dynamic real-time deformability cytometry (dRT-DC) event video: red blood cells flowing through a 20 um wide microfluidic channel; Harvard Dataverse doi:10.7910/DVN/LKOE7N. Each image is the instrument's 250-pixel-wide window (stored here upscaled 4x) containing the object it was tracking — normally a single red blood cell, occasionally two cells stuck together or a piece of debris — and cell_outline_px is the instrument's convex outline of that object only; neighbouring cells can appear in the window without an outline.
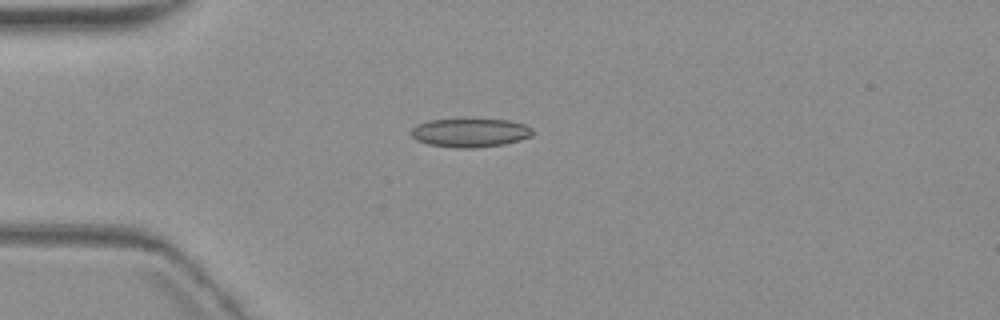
{"species": "common noctule bat (a hibernating species)", "species_latin": "Nyctalus noctula", "temperature_condition": "warm", "stored_images_in_passage": 2, "camera_frame_rate_fps": 3000, "um_per_image_px": 0.085, "animal": {"sex": "female", "body_mass_g": 19.3, "forearm_length_mm": 54.1}, "frame": {"image": 1, "passage_image": 1, "time_ms": 0.0, "image_size_px": [1000, 320], "cell_outline_px": [[532, 136], [504, 144], [476, 148], [460, 148], [428, 144], [416, 140], [412, 136], [412, 128], [416, 124], [428, 120], [508, 120], [524, 124], [532, 128]], "centroid_in_image_um": [39.95, 11.29], "position_along_channel_um": 45.0, "area_um2": 20.06}}